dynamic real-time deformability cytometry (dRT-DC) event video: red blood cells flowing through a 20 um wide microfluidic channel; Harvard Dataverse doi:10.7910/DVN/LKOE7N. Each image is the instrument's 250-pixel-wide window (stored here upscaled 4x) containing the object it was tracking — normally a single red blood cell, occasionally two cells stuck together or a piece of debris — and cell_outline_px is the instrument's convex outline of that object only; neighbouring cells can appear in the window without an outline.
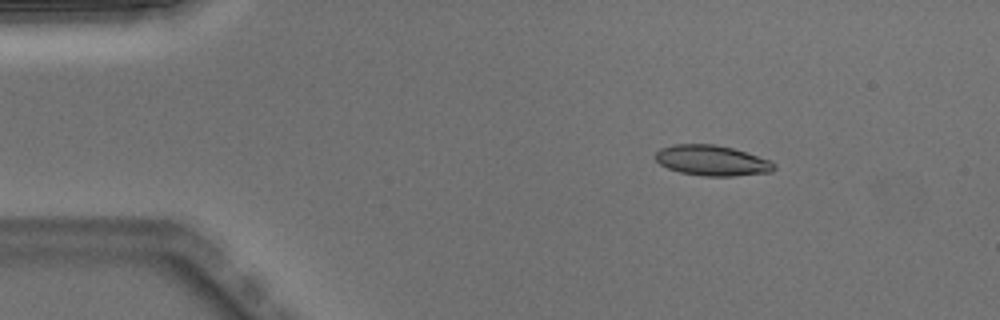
{"species": "Egyptian fruit bat (a non-hibernating species)", "species_latin": "Rousettus aegyptiacus", "temperature_condition": "warm", "stored_images_in_passage": 4, "camera_frame_rate_fps": 3000, "um_per_image_px": 0.085, "animal": {"sex": "male"}, "frame": {"image": 1, "passage_image": 2, "time_ms": 0.333, "image_size_px": [1000, 320], "cell_outline_px": [[776, 168], [772, 172], [732, 176], [704, 176], [680, 172], [668, 168], [660, 164], [656, 160], [656, 152], [660, 148], [672, 144], [716, 144], [732, 148], [772, 160], [776, 164]], "centroid_in_image_um": [60.55, 13.64], "position_along_channel_um": 24.5, "area_um2": 21.15}}
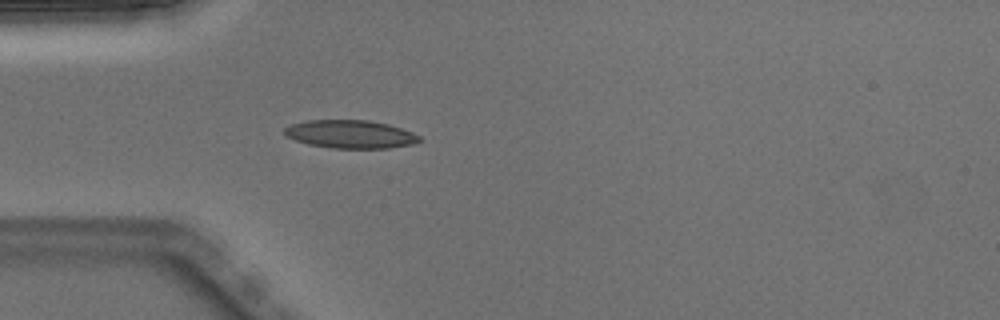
{"frame": {"image": 2, "passage_image": 4, "time_ms": 1.0, "image_size_px": [1000, 320], "cell_outline_px": [[424, 140], [412, 144], [388, 148], [332, 148], [308, 144], [296, 140], [288, 136], [284, 132], [284, 128], [288, 124], [308, 120], [368, 120], [388, 124], [412, 132], [420, 136]], "centroid_in_image_um": [29.79, 11.4], "position_along_channel_um": 55.2, "area_um2": 22.14}}